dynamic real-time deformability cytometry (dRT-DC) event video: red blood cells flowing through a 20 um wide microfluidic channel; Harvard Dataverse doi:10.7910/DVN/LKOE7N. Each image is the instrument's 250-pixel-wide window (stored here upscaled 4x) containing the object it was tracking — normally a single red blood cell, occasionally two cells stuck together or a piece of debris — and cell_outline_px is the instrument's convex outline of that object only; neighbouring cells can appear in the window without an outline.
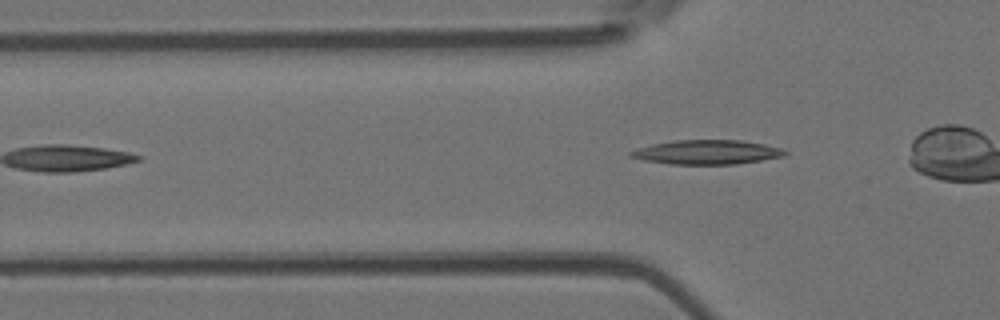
{"species": "Egyptian fruit bat (a non-hibernating species)", "species_latin": "Rousettus aegyptiacus", "temperature_condition": "room temperature", "stored_images_in_passage": 3, "camera_frame_rate_fps": 3000, "um_per_image_px": 0.085, "animal": {"sex": "female"}, "frame": {"image": 1, "passage_image": 3, "time_ms": 2.333, "image_size_px": [1000, 320], "cell_outline_px": [[788, 152], [784, 156], [736, 164], [672, 164], [644, 160], [628, 156], [628, 152], [636, 148], [652, 144], [672, 140], [740, 140], [764, 144], [780, 148]], "centroid_in_image_um": [60.04, 12.93], "position_along_channel_um": 65.8, "area_um2": 21.79}}